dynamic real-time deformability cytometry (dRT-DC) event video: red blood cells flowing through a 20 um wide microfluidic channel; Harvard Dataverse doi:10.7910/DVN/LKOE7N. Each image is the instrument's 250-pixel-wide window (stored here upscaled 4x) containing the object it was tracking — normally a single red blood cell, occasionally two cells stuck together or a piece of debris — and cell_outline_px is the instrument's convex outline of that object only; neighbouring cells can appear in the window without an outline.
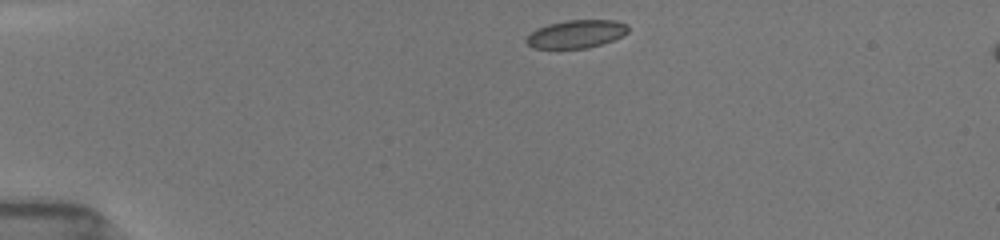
{"species": "common noctule bat (a hibernating species)", "species_latin": "Nyctalus noctula", "temperature_condition": "room temperature", "stored_images_in_passage": 39, "camera_frame_rate_fps": 3000, "um_per_image_px": 0.085, "animal": {"sex": "female", "body_mass_g": 19.5, "forearm_length_mm": 54.1}, "frame": {"image": 1, "passage_image": 1, "time_ms": 0.0, "image_size_px": [1000, 240], "cell_outline_px": [[628, 32], [612, 40], [588, 48], [532, 48], [524, 40], [536, 28], [548, 24], [568, 20], [616, 20], [628, 24]], "centroid_in_image_um": [48.97, 2.88], "position_along_channel_um": 36.0, "area_um2": 16.53}}
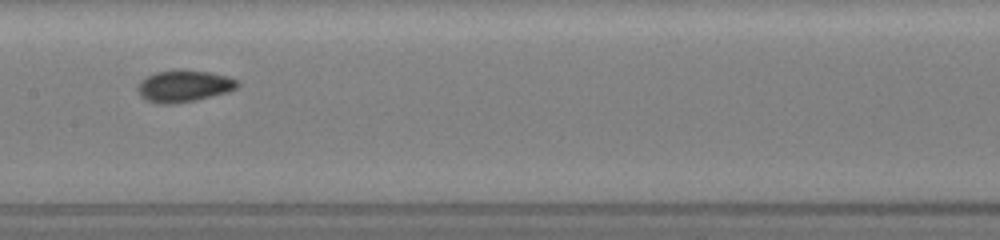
{"frame": {"image": 2, "passage_image": 16, "time_ms": 5.333, "image_size_px": [1000, 240], "cell_outline_px": [[240, 84], [236, 88], [228, 92], [196, 100], [172, 104], [156, 104], [144, 100], [140, 96], [136, 88], [136, 84], [140, 80], [156, 72], [180, 68], [208, 72], [228, 76], [240, 80]], "centroid_in_image_um": [15.61, 7.31], "position_along_channel_um": 191.8, "area_um2": 19.02}}
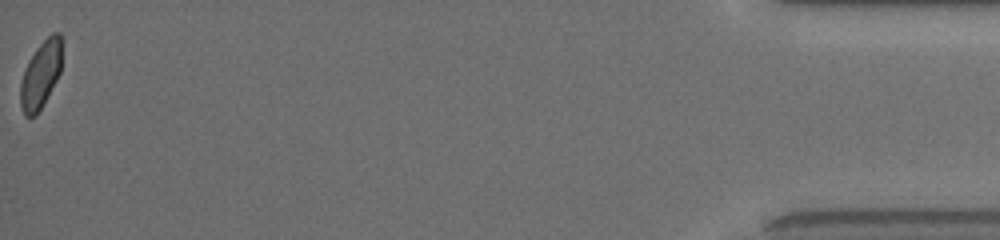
{"frame": {"image": 3, "passage_image": 39, "time_ms": 13.667, "image_size_px": [1000, 240], "cell_outline_px": [[60, 72], [56, 80], [36, 116], [24, 116], [20, 104], [20, 84], [28, 60], [36, 48], [52, 32], [60, 32]], "centroid_in_image_um": [3.43, 6.36], "position_along_channel_um": 431.8, "area_um2": 15.84}, "authors_computed_cell_mechanics": {"area_um2": 17.2244, "velocity_mm_per_s": 3.9346, "shape_relaxation_time_tau1_ms": 4.0285, "shape_relaxation_time_tau2_ms": 1.3936, "deformation_change_tau1": 0.0895, "deformation_change_tau2": 0.0475}}